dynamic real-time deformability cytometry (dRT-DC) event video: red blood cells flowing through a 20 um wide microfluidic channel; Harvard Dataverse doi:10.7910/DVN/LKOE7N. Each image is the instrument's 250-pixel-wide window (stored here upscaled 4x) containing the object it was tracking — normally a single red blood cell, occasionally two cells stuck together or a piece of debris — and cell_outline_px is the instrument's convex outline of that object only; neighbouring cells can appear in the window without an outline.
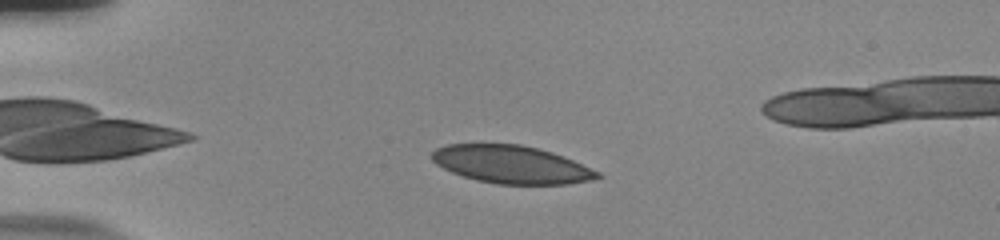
{"species": "human", "species_latin": "Homo sapiens", "temperature_condition": "room temperature", "stored_images_in_passage": 44, "camera_frame_rate_fps": 3000, "um_per_image_px": 0.085, "donor": {"sex": "male"}, "frame": {"image": 1, "passage_image": 3, "time_ms": 0.667, "image_size_px": [1000, 240], "cell_outline_px": [[600, 176], [588, 180], [564, 184], [496, 184], [476, 180], [452, 172], [436, 164], [432, 160], [432, 152], [436, 148], [448, 144], [520, 144], [552, 152], [572, 160], [600, 172]], "centroid_in_image_um": [43.42, 13.98], "position_along_channel_um": 41.6, "area_um2": 36.07}}
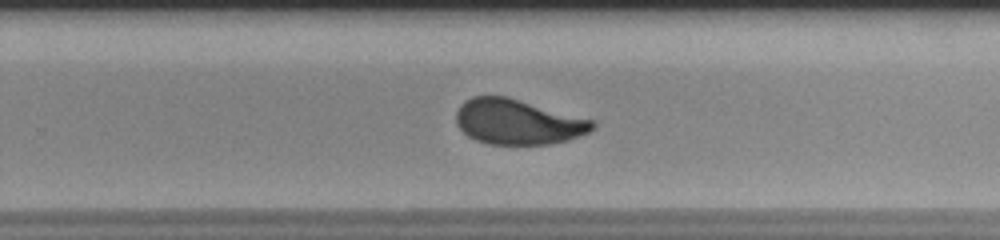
{"frame": {"image": 2, "passage_image": 26, "time_ms": 8.333, "image_size_px": [1000, 240], "cell_outline_px": [[596, 124], [588, 132], [568, 140], [548, 144], [488, 144], [476, 140], [468, 136], [456, 124], [456, 112], [460, 104], [472, 96], [504, 96], [592, 120]], "centroid_in_image_um": [43.96, 10.36], "position_along_channel_um": 285.8, "area_um2": 35.37}}
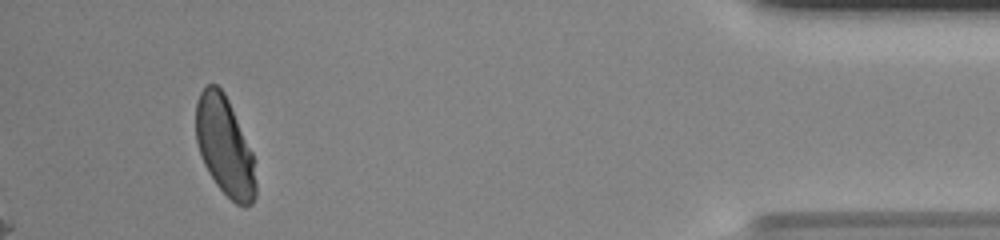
{"frame": {"image": 3, "passage_image": 41, "time_ms": 13.333, "image_size_px": [1000, 240], "cell_outline_px": [[256, 196], [252, 204], [244, 208], [236, 204], [216, 184], [208, 172], [204, 164], [196, 140], [196, 104], [200, 92], [208, 84], [216, 84], [224, 92], [228, 100], [252, 152], [256, 184]], "centroid_in_image_um": [19.1, 12.46], "position_along_channel_um": 416.1, "area_um2": 34.22}}